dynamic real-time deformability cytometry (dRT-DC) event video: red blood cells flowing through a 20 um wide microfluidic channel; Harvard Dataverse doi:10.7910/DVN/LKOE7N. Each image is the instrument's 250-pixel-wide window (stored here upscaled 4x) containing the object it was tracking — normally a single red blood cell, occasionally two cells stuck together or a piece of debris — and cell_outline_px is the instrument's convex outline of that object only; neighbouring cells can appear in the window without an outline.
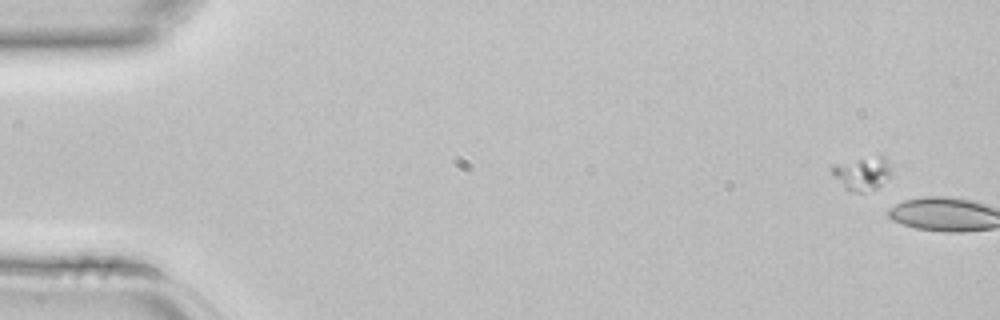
{"species": "common noctule bat (a hibernating species)", "species_latin": "Nyctalus noctula", "temperature_condition": "room temperature", "stored_images_in_passage": 4, "camera_frame_rate_fps": 3000, "um_per_image_px": 0.085, "animal": {"sex": "female", "body_mass_g": 22.7, "forearm_length_mm": 54.2}, "frame": {"image": 1, "passage_image": 1, "time_ms": 0.0, "image_size_px": [1000, 320], "cell_outline_px": [[892, 172], [876, 188], [860, 192], [848, 192], [832, 176], [832, 164], [880, 156], [884, 156], [888, 160]], "centroid_in_image_um": [73.25, 14.75], "position_along_channel_um": 11.7, "area_um2": 11.33}}